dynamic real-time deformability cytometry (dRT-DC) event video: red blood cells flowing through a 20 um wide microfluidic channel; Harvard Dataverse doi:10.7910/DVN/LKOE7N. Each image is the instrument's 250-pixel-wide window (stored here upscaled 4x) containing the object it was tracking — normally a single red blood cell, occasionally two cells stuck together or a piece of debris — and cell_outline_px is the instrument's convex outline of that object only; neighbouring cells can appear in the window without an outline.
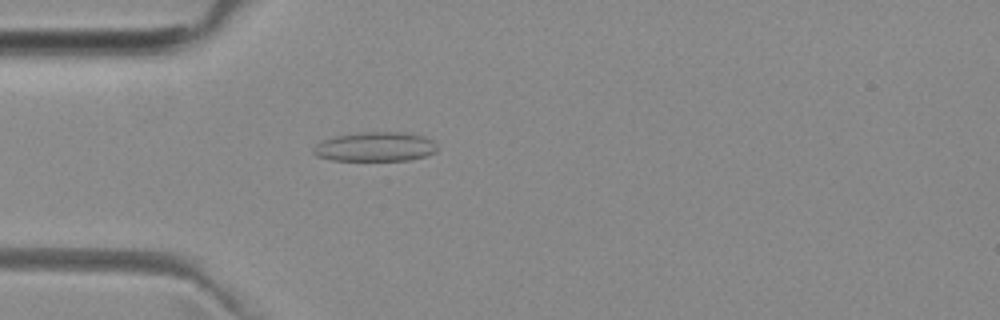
{"species": "common noctule bat (a hibernating species)", "species_latin": "Nyctalus noctula", "temperature_condition": "room temperature", "stored_images_in_passage": 52, "camera_frame_rate_fps": 3000, "um_per_image_px": 0.085, "animal": {"sex": "female", "body_mass_g": 29.2, "forearm_length_mm": 56.3}, "frame": {"image": 1, "passage_image": 15, "time_ms": 4.667, "image_size_px": [1000, 320], "cell_outline_px": [[436, 152], [424, 156], [408, 160], [332, 160], [316, 156], [312, 152], [312, 148], [316, 144], [324, 140], [336, 136], [360, 132], [400, 132], [424, 136], [432, 140], [436, 148]], "centroid_in_image_um": [31.86, 12.47], "position_along_channel_um": 53.1, "area_um2": 21.04}}
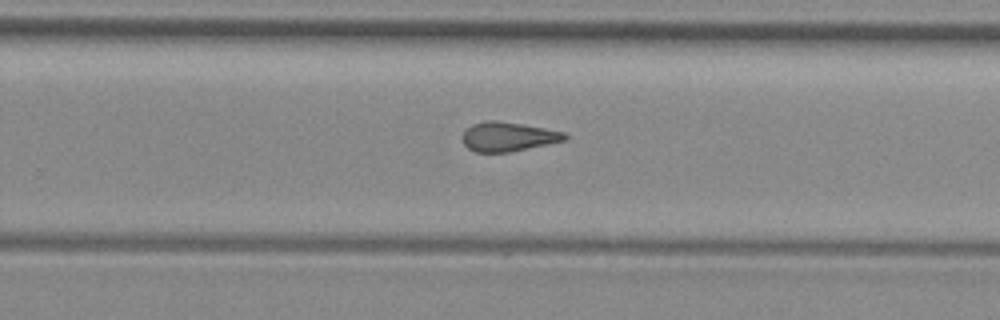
{"frame": {"image": 2, "passage_image": 33, "time_ms": 10.667, "image_size_px": [1000, 320], "cell_outline_px": [[568, 136], [564, 140], [512, 152], [476, 152], [468, 148], [464, 144], [460, 136], [472, 124], [484, 120], [496, 120], [544, 128], [564, 132]], "centroid_in_image_um": [43.14, 11.62], "position_along_channel_um": 286.7, "area_um2": 17.4}}
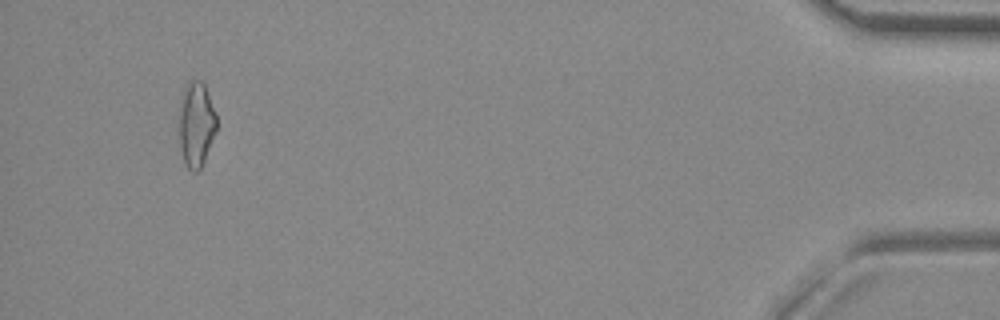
{"frame": {"image": 3, "passage_image": 49, "time_ms": 16.0, "image_size_px": [1000, 320], "cell_outline_px": [[216, 132], [204, 160], [200, 168], [196, 172], [192, 172], [184, 164], [180, 144], [176, 120], [180, 96], [188, 80], [200, 80], [204, 84], [216, 112]], "centroid_in_image_um": [16.62, 10.53], "position_along_channel_um": 418.6, "area_um2": 19.25}, "authors_computed_cell_mechanics": {"area_um2": 18.3226, "velocity_mm_per_s": 4.003, "shape_relaxation_time_tau1_ms": null, "shape_relaxation_time_tau2_ms": 3.7124, "deformation_change_tau1": null, "deformation_change_tau2": 0.1341}}